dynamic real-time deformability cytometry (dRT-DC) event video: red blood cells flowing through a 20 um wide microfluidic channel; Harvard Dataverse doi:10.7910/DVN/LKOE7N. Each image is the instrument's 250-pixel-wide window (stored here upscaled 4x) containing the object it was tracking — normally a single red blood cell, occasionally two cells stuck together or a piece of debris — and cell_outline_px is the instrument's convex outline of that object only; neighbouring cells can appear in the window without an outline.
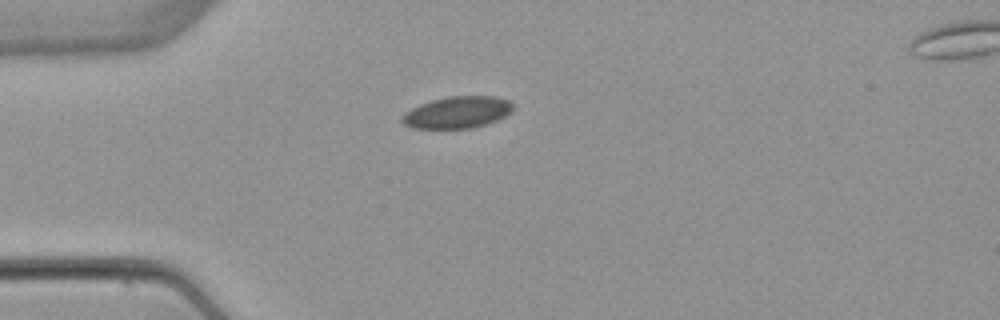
{"species": "common noctule bat (a hibernating species)", "species_latin": "Nyctalus noctula", "temperature_condition": "warm", "stored_images_in_passage": 2, "camera_frame_rate_fps": 3000, "um_per_image_px": 0.085, "animal": {"sex": "female", "body_mass_g": 22.7, "forearm_length_mm": 54.2}, "frame": {"image": 1, "passage_image": 1, "time_ms": 0.0, "image_size_px": [1000, 320], "cell_outline_px": [[512, 112], [496, 120], [472, 128], [412, 128], [404, 124], [400, 120], [400, 116], [412, 108], [420, 104], [432, 100], [448, 96], [496, 96], [508, 100], [512, 104]], "centroid_in_image_um": [38.85, 9.54], "position_along_channel_um": 46.2, "area_um2": 20.46}}